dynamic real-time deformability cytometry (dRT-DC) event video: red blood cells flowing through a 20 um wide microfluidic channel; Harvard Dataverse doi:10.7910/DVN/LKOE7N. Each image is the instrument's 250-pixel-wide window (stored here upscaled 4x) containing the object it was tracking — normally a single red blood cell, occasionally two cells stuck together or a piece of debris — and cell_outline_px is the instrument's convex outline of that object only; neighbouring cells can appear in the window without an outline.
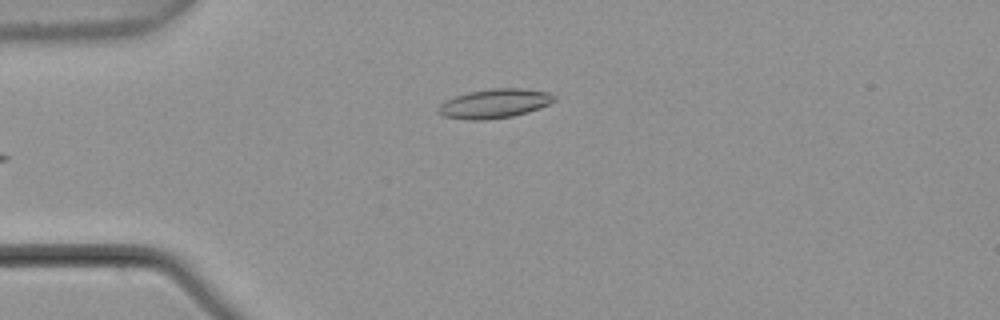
{"species": "common noctule bat (a hibernating species)", "species_latin": "Nyctalus noctula", "temperature_condition": "warm", "stored_images_in_passage": 6, "camera_frame_rate_fps": 3000, "um_per_image_px": 0.085, "animal": {"sex": "male", "body_mass_g": 21.5, "forearm_length_mm": 52.0}, "frame": {"image": 1, "passage_image": 6, "time_ms": 1.667, "image_size_px": [1000, 320], "cell_outline_px": [[556, 100], [540, 108], [528, 112], [512, 116], [488, 120], [468, 120], [444, 116], [436, 112], [436, 108], [444, 100], [468, 92], [492, 88], [524, 88], [548, 92], [556, 96]], "centroid_in_image_um": [42.02, 8.8], "position_along_channel_um": 43.0, "area_um2": 19.94}}